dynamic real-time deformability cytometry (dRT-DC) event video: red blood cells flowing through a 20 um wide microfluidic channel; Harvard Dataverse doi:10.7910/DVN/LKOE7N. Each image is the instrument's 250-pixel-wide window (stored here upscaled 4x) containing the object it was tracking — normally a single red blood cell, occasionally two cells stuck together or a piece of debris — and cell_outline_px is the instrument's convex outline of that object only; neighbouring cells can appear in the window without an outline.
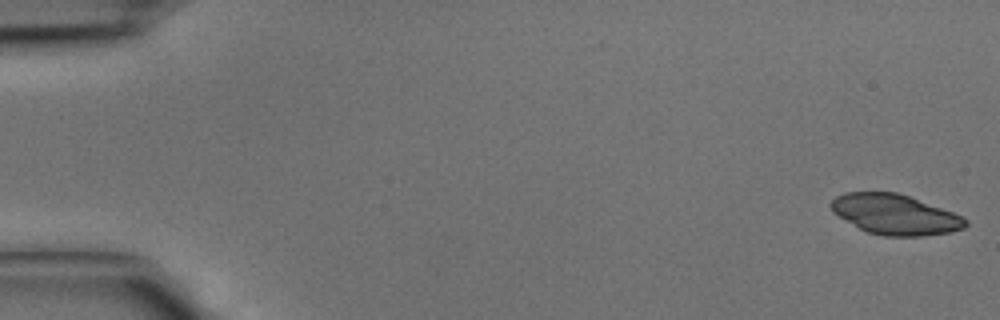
{"species": "common noctule bat (a hibernating species)", "species_latin": "Nyctalus noctula", "temperature_condition": "cold", "stored_images_in_passage": 43, "camera_frame_rate_fps": 3000, "um_per_image_px": 0.085, "animal": {"sex": "male", "body_mass_g": 15.6}, "frame": {"image": 1, "passage_image": 1, "time_ms": 0.0, "image_size_px": [1000, 320], "cell_outline_px": [[968, 224], [964, 228], [948, 232], [924, 236], [884, 236], [868, 232], [860, 228], [832, 212], [828, 204], [836, 196], [844, 192], [896, 192], [908, 196], [964, 216], [968, 220]], "centroid_in_image_um": [76.08, 18.23], "position_along_channel_um": 8.9, "area_um2": 31.39}}
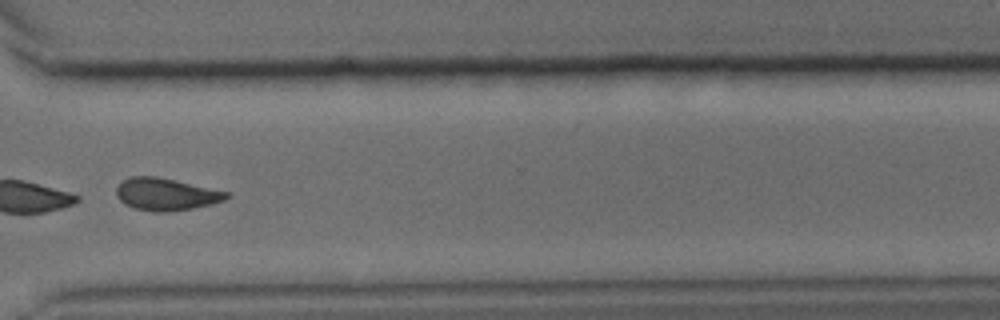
{"frame": {"image": 2, "passage_image": 32, "time_ms": 10.333, "image_size_px": [1000, 320], "cell_outline_px": [[228, 196], [224, 200], [212, 204], [192, 208], [164, 212], [152, 212], [136, 208], [124, 204], [116, 196], [116, 188], [120, 180], [128, 176], [156, 176], [228, 192]], "centroid_in_image_um": [14.03, 16.5], "position_along_channel_um": 356.6, "area_um2": 20.63}}